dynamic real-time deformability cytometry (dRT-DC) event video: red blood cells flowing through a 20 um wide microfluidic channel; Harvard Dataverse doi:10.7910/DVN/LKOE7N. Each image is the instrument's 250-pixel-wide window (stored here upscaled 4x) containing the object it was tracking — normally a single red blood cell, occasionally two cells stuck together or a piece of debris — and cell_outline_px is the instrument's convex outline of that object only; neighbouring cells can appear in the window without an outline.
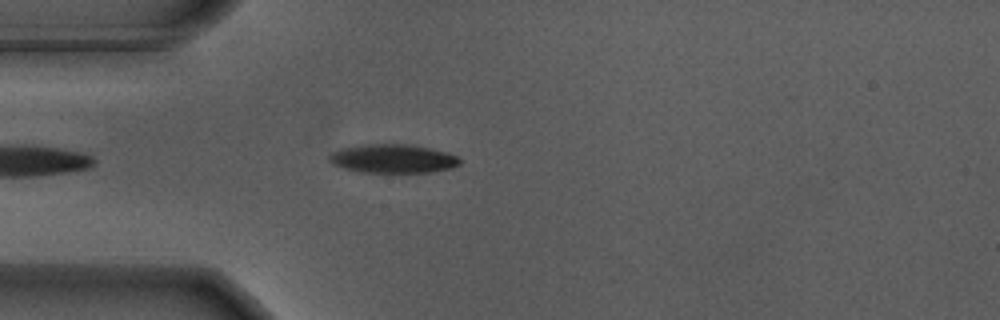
{"species": "Egyptian fruit bat (a non-hibernating species)", "species_latin": "Rousettus aegyptiacus", "temperature_condition": "warm", "stored_images_in_passage": 42, "camera_frame_rate_fps": 3000, "um_per_image_px": 0.085, "animal": {"sex": "male"}, "frame": {"image": 1, "passage_image": 4, "time_ms": 1.0, "image_size_px": [1000, 320], "cell_outline_px": [[460, 164], [452, 168], [432, 172], [360, 172], [344, 168], [332, 164], [328, 160], [328, 156], [332, 152], [340, 148], [356, 144], [408, 144], [448, 152], [456, 156], [460, 160]], "centroid_in_image_um": [33.36, 13.48], "position_along_channel_um": 51.6, "area_um2": 22.02}}
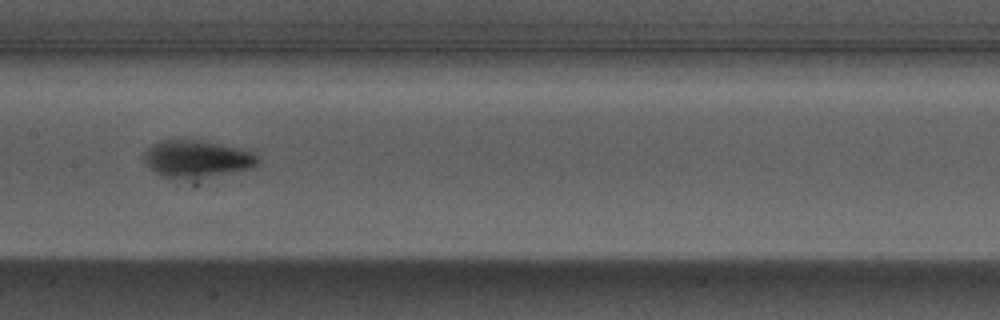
{"frame": {"image": 2, "passage_image": 16, "time_ms": 5.0, "image_size_px": [1000, 320], "cell_outline_px": [[260, 160], [252, 168], [196, 184], [192, 184], [160, 176], [144, 160], [144, 152], [152, 144], [160, 140], [196, 140], [216, 144], [248, 152], [256, 156]], "centroid_in_image_um": [16.7, 13.63], "position_along_channel_um": 190.7, "area_um2": 25.66}}
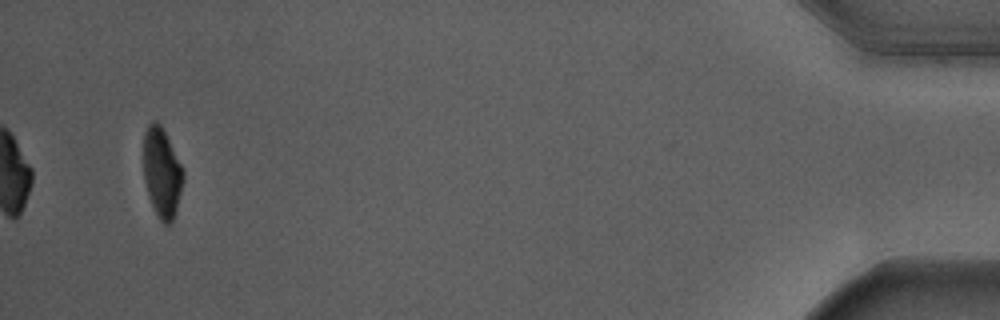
{"frame": {"image": 3, "passage_image": 42, "time_ms": 13.667, "image_size_px": [1000, 320], "cell_outline_px": [[184, 176], [176, 212], [172, 220], [168, 224], [164, 224], [160, 220], [148, 196], [144, 180], [144, 132], [148, 124], [152, 120], [156, 120], [160, 124], [184, 172]], "centroid_in_image_um": [13.74, 14.67], "position_along_channel_um": 421.5, "area_um2": 20.35}, "authors_computed_cell_mechanics": {"area_um2": 23.3801, "velocity_mm_per_s": 3.6762, "shape_relaxation_time_tau1_ms": 2.0106, "shape_relaxation_time_tau2_ms": null, "deformation_change_tau1": 0.1743, "deformation_change_tau2": null}}